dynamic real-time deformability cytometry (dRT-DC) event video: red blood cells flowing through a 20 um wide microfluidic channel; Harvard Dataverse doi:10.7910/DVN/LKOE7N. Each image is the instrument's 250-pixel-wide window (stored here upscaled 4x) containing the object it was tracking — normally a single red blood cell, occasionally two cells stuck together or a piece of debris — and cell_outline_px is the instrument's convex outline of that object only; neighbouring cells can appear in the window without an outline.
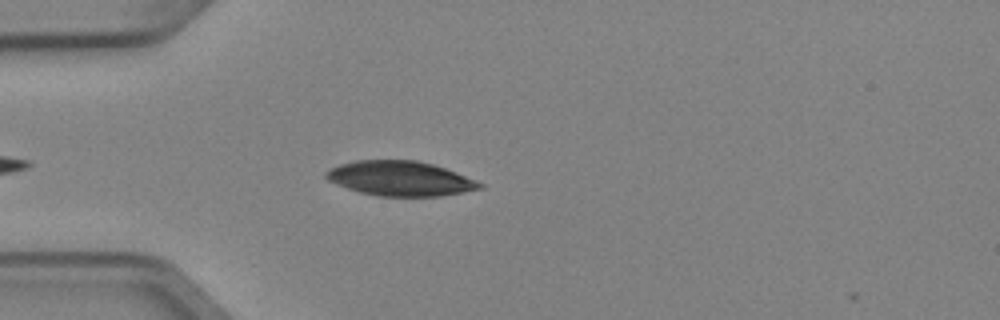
{"species": "Egyptian fruit bat (a non-hibernating species)", "species_latin": "Rousettus aegyptiacus", "temperature_condition": "cold", "stored_images_in_passage": 3, "camera_frame_rate_fps": 3000, "um_per_image_px": 0.085, "animal": {"sex": "female"}, "frame": {"image": 1, "passage_image": 3, "time_ms": 0.667, "image_size_px": [1000, 320], "cell_outline_px": [[484, 188], [440, 196], [380, 196], [360, 192], [336, 184], [328, 180], [324, 176], [324, 172], [340, 164], [356, 160], [416, 160], [432, 164], [444, 168], [476, 180], [484, 184]], "centroid_in_image_um": [34.01, 15.17], "position_along_channel_um": 51.0, "area_um2": 30.92}}